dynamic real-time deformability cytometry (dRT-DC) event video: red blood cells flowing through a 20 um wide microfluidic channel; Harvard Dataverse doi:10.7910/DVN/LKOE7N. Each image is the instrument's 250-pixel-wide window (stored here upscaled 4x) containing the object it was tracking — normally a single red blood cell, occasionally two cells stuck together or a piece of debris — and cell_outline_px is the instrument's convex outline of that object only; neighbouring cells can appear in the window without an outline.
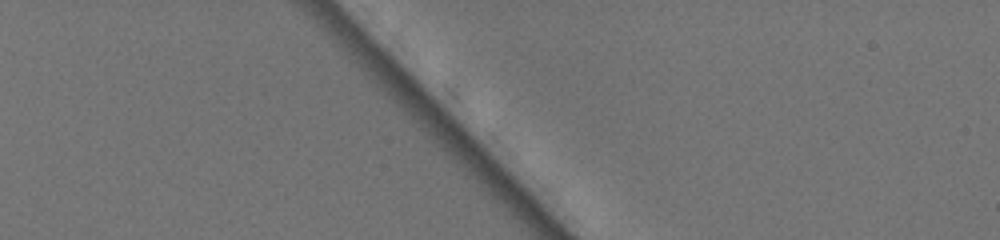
{"species": "common noctule bat (a hibernating species)", "species_latin": "Nyctalus noctula", "temperature_condition": "warm", "stored_images_in_passage": 4, "camera_frame_rate_fps": 3000, "um_per_image_px": 0.085, "animal": {"sex": "female", "body_mass_g": 19.5, "forearm_length_mm": 54.1}, "frame": {"image": 1, "passage_image": 3, "time_ms": 0.667, "image_size_px": [1000, 240], "cell_outline_px": [[600, 108], [596, 120], [592, 128], [508, 36], [516, 32], [532, 40], [572, 68], [584, 84]], "centroid_in_image_um": [47.61, 6.6], "position_along_channel_um": 37.4, "area_um2": 17.22}}